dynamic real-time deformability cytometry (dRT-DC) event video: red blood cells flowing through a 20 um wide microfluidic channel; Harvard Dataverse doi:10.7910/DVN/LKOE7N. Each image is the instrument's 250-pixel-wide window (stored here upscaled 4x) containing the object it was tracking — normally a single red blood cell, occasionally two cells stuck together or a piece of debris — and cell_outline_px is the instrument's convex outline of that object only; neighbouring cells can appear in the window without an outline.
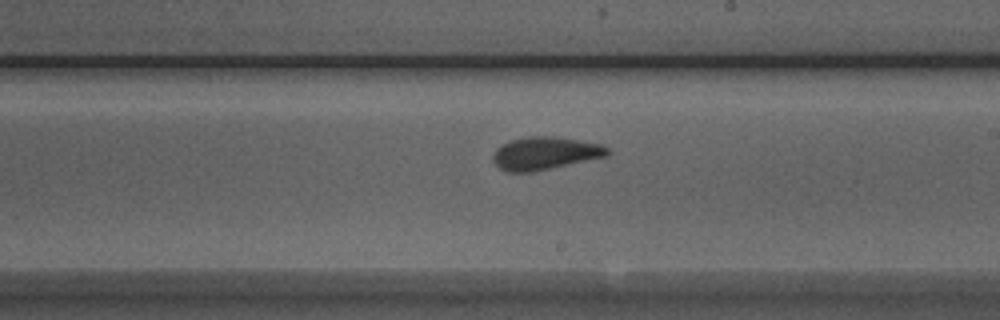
{"species": "Egyptian fruit bat (a non-hibernating species)", "species_latin": "Rousettus aegyptiacus", "temperature_condition": "room temperature", "stored_images_in_passage": 10, "camera_frame_rate_fps": 3000, "um_per_image_px": 0.085, "animal": {"sex": "male"}, "frame": {"image": 1, "passage_image": 10, "time_ms": 3.0, "image_size_px": [1000, 320], "cell_outline_px": [[612, 152], [608, 156], [532, 172], [508, 172], [500, 168], [492, 160], [492, 156], [496, 148], [512, 140], [528, 136], [552, 136], [600, 144], [608, 148]], "centroid_in_image_um": [46.33, 13.03], "position_along_channel_um": 242.7, "area_um2": 21.73}}